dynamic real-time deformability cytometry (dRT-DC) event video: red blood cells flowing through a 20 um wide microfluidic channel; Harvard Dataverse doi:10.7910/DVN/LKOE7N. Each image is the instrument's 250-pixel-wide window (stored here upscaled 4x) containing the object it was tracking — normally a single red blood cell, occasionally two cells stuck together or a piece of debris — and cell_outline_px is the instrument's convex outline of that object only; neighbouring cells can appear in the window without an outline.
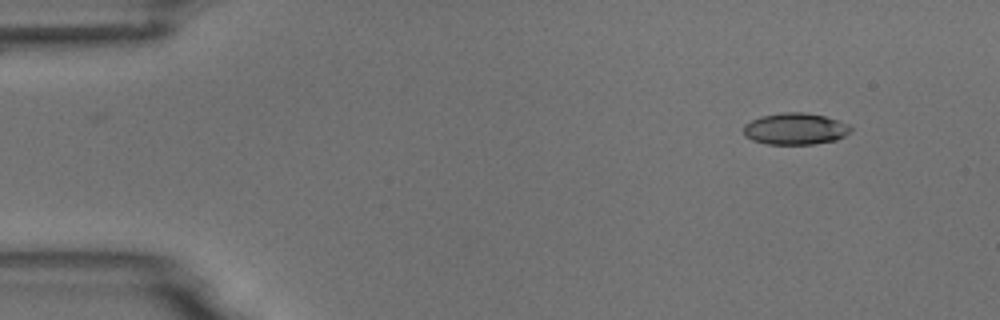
{"species": "common noctule bat (a hibernating species)", "species_latin": "Nyctalus noctula", "temperature_condition": "room temperature", "stored_images_in_passage": 5, "camera_frame_rate_fps": 3000, "um_per_image_px": 0.085, "animal": {"sex": "male", "body_mass_g": 18.8}, "frame": {"image": 1, "passage_image": 2, "time_ms": 1.333, "image_size_px": [1000, 320], "cell_outline_px": [[852, 128], [844, 136], [836, 140], [816, 144], [768, 144], [752, 140], [744, 136], [744, 124], [760, 116], [784, 112], [804, 112], [824, 116], [848, 124]], "centroid_in_image_um": [67.57, 10.95], "position_along_channel_um": 17.4, "area_um2": 19.71}}
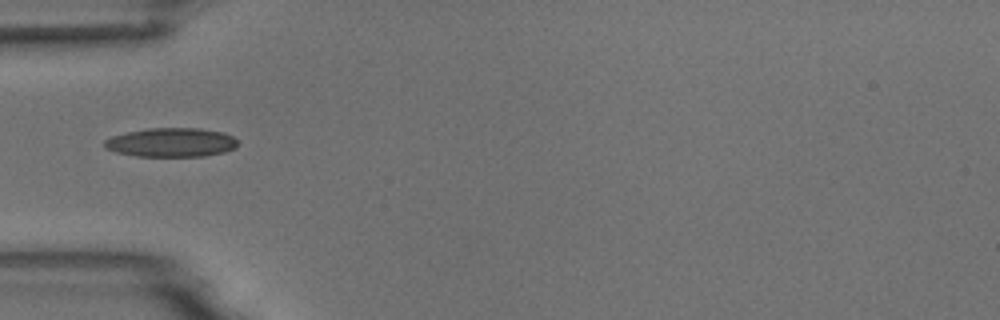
{"frame": {"image": 2, "passage_image": 5, "time_ms": 5.333, "image_size_px": [1000, 320], "cell_outline_px": [[236, 148], [224, 152], [204, 156], [136, 156], [116, 152], [104, 148], [104, 140], [112, 136], [128, 132], [148, 128], [200, 128], [224, 132], [232, 136], [236, 140]], "centroid_in_image_um": [14.55, 12.1], "position_along_channel_um": 70.4, "area_um2": 22.54}}